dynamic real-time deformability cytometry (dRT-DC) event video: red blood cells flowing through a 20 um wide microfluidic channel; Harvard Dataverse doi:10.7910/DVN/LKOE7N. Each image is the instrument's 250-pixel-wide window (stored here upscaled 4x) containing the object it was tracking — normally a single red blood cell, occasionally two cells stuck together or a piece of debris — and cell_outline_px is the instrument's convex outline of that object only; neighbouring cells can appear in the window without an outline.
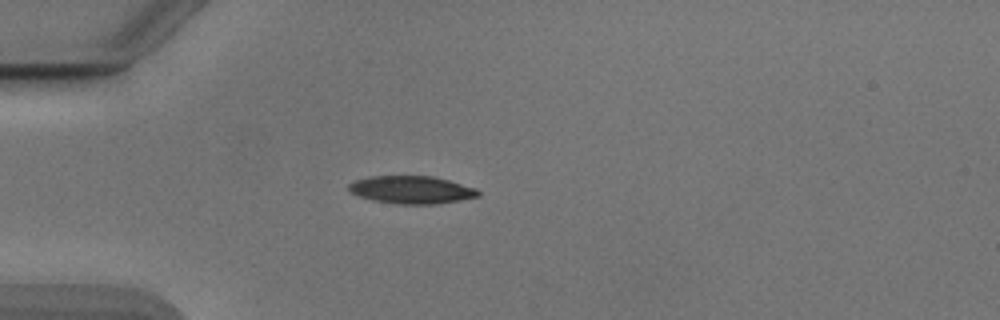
{"species": "Egyptian fruit bat (a non-hibernating species)", "species_latin": "Rousettus aegyptiacus", "temperature_condition": "cold", "stored_images_in_passage": 39, "camera_frame_rate_fps": 3000, "um_per_image_px": 0.085, "animal": {"sex": "male"}, "frame": {"image": 1, "passage_image": 1, "time_ms": 0.0, "image_size_px": [1000, 320], "cell_outline_px": [[480, 196], [460, 200], [436, 204], [396, 204], [372, 200], [360, 196], [352, 192], [348, 188], [348, 184], [356, 180], [372, 176], [432, 176], [448, 180], [476, 188], [480, 192]], "centroid_in_image_um": [35.0, 16.13], "position_along_channel_um": 50.0, "area_um2": 20.81}}
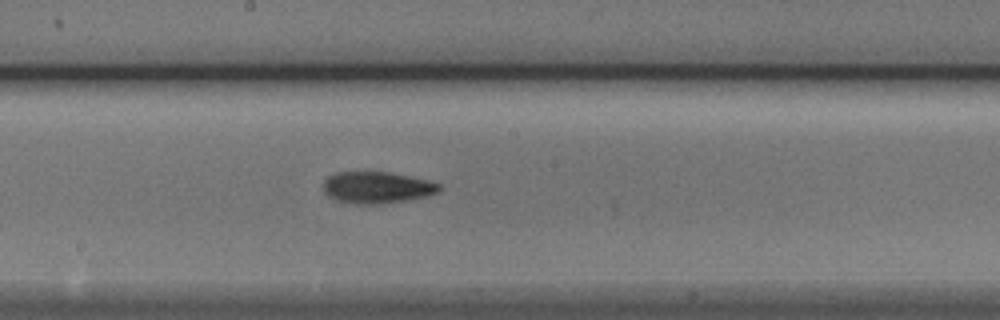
{"frame": {"image": 2, "passage_image": 15, "time_ms": 4.667, "image_size_px": [1000, 320], "cell_outline_px": [[440, 188], [436, 192], [428, 196], [380, 204], [356, 204], [336, 200], [328, 196], [324, 192], [324, 180], [328, 176], [336, 172], [388, 172], [424, 180], [440, 184]], "centroid_in_image_um": [31.98, 15.94], "position_along_channel_um": 216.2, "area_um2": 21.04}}
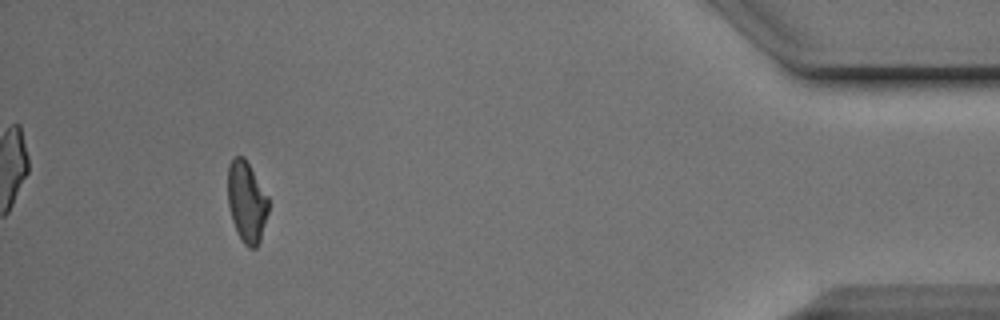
{"frame": {"image": 3, "passage_image": 35, "time_ms": 11.333, "image_size_px": [1000, 320], "cell_outline_px": [[268, 212], [260, 240], [256, 248], [248, 248], [244, 244], [232, 220], [228, 204], [228, 168], [232, 160], [236, 156], [244, 156], [268, 196]], "centroid_in_image_um": [20.97, 17.15], "position_along_channel_um": 414.2, "area_um2": 18.96}, "authors_computed_cell_mechanics": {"area_um2": 20.23, "velocity_mm_per_s": 3.8919, "shape_relaxation_time_tau1_ms": 3.1885, "shape_relaxation_time_tau2_ms": 4.8244, "deformation_change_tau1": 0.1519, "deformation_change_tau2": 0.1264}}